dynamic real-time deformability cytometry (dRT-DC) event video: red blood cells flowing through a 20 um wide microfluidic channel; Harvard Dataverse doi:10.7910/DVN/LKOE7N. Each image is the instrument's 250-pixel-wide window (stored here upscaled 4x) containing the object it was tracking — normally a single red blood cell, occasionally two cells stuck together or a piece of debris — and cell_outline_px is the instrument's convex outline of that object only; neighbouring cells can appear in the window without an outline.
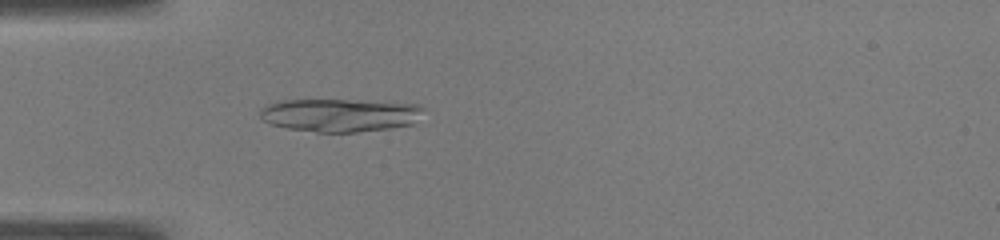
{"species": "common noctule bat (a hibernating species)", "species_latin": "Nyctalus noctula", "temperature_condition": "warm", "stored_images_in_passage": 35, "camera_frame_rate_fps": 3000, "um_per_image_px": 0.085, "animal": {"sex": "male", "body_mass_g": 19.0, "forearm_length_mm": 50.8}, "frame": {"image": 1, "passage_image": 1, "time_ms": 0.0, "image_size_px": [1000, 240], "cell_outline_px": [[424, 108], [412, 124], [388, 128], [356, 132], [316, 132], [288, 128], [268, 124], [260, 116], [260, 108], [268, 104], [280, 100], [360, 100], [420, 104]], "centroid_in_image_um": [28.85, 9.77], "position_along_channel_um": 56.1, "area_um2": 31.5}}
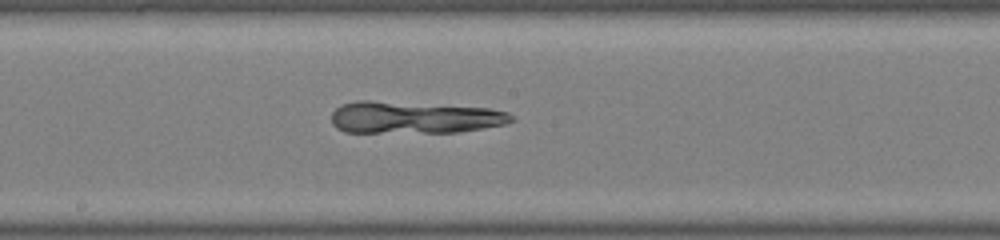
{"frame": {"image": 2, "passage_image": 13, "time_ms": 4.0, "image_size_px": [1000, 240], "cell_outline_px": [[516, 120], [504, 124], [484, 128], [460, 132], [344, 132], [336, 128], [332, 124], [332, 112], [336, 108], [344, 104], [356, 100], [368, 100], [488, 108], [508, 112], [516, 116]], "centroid_in_image_um": [35.22, 9.99], "position_along_channel_um": 213.0, "area_um2": 33.64}}
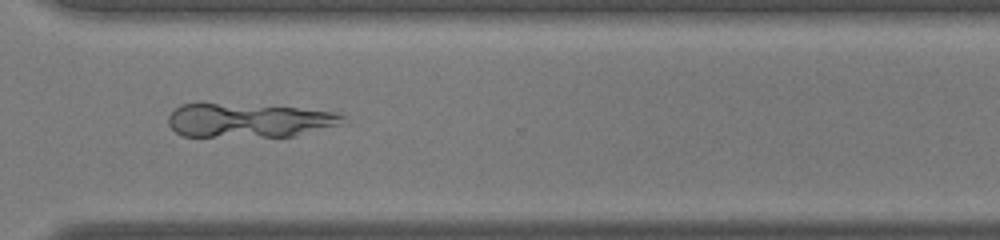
{"frame": {"image": 3, "passage_image": 23, "time_ms": 7.333, "image_size_px": [1000, 240], "cell_outline_px": [[348, 124], [292, 136], [180, 136], [168, 124], [168, 116], [180, 104], [200, 100], [296, 108], [336, 112], [344, 116], [348, 120]], "centroid_in_image_um": [21.13, 10.19], "position_along_channel_um": 349.5, "area_um2": 35.72}}